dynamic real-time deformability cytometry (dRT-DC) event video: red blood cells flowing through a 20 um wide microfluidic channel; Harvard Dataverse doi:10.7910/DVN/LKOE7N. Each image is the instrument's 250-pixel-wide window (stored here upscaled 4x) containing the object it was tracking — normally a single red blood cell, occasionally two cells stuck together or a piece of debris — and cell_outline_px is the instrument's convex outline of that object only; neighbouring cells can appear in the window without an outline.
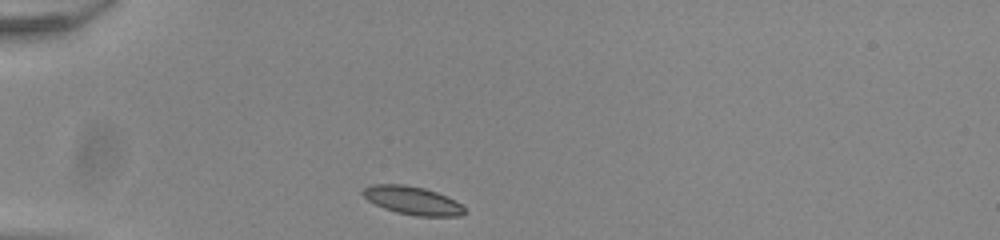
{"species": "common noctule bat (a hibernating species)", "species_latin": "Nyctalus noctula", "temperature_condition": "room temperature", "stored_images_in_passage": 31, "camera_frame_rate_fps": 3000, "um_per_image_px": 0.085, "animal": {"sex": "male", "body_mass_g": 20.0, "forearm_length_mm": 53.3}, "frame": {"image": 1, "passage_image": 1, "time_ms": 0.0, "image_size_px": [1000, 240], "cell_outline_px": [[464, 212], [460, 216], [416, 216], [396, 212], [384, 208], [368, 200], [360, 192], [364, 188], [372, 184], [404, 184], [424, 188], [436, 192], [460, 204], [464, 208]], "centroid_in_image_um": [35.01, 17.03], "position_along_channel_um": 50.0, "area_um2": 16.47}}
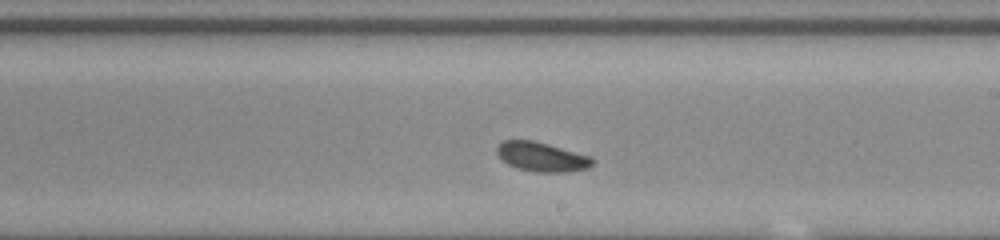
{"frame": {"image": 2, "passage_image": 18, "time_ms": 5.667, "image_size_px": [1000, 240], "cell_outline_px": [[596, 160], [588, 168], [568, 172], [532, 172], [516, 168], [508, 164], [496, 152], [496, 148], [504, 140], [532, 140], [548, 144], [592, 156]], "centroid_in_image_um": [46.08, 13.34], "position_along_channel_um": 242.9, "area_um2": 16.42}}
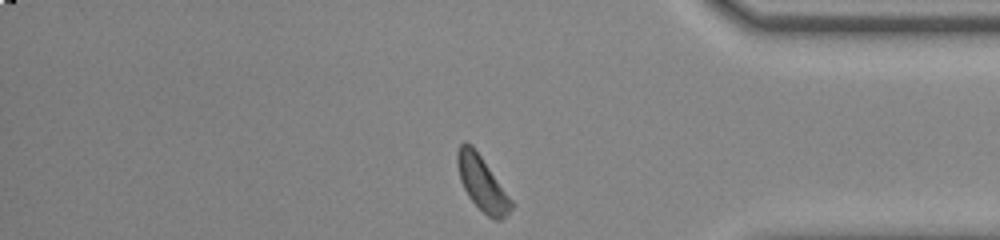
{"frame": {"image": 3, "passage_image": 31, "time_ms": 10.0, "image_size_px": [1000, 240], "cell_outline_px": [[516, 204], [500, 220], [492, 220], [468, 196], [460, 180], [456, 164], [456, 152], [460, 144], [464, 140], [472, 144]], "centroid_in_image_um": [40.97, 15.55], "position_along_channel_um": 394.2, "area_um2": 17.22}, "authors_computed_cell_mechanics": {"area_um2": 16.6464, "velocity_mm_per_s": 3.8677, "shape_relaxation_time_tau1_ms": 2.7508, "shape_relaxation_time_tau2_ms": null, "deformation_change_tau1": 0.0802, "deformation_change_tau2": null}}